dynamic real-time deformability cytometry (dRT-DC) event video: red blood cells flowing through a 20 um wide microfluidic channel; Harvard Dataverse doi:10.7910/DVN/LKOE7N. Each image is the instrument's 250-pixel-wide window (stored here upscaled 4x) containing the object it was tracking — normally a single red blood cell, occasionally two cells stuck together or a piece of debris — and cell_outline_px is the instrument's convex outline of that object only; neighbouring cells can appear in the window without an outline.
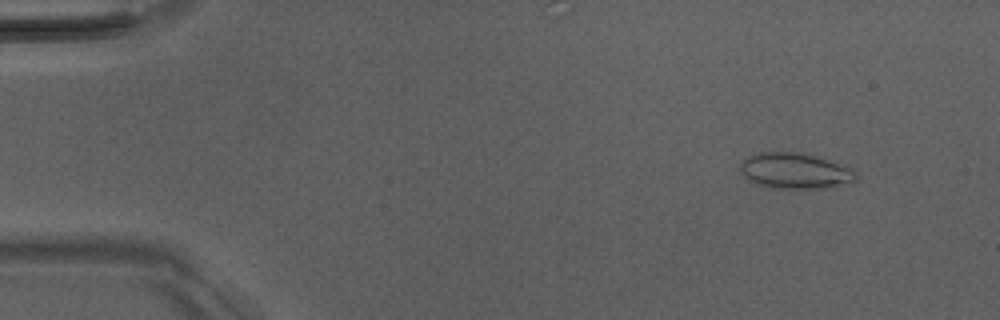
{"species": "Egyptian fruit bat (a non-hibernating species)", "species_latin": "Rousettus aegyptiacus", "temperature_condition": "room temperature", "stored_images_in_passage": 47, "camera_frame_rate_fps": 3000, "um_per_image_px": 0.085, "animal": {"sex": "male"}, "frame": {"image": 1, "passage_image": 2, "time_ms": 0.333, "image_size_px": [1000, 320], "cell_outline_px": [[856, 180], [852, 184], [832, 188], [776, 188], [760, 184], [748, 180], [740, 172], [740, 164], [744, 160], [760, 152], [800, 152], [836, 160], [852, 168], [856, 172]], "centroid_in_image_um": [67.7, 14.52], "position_along_channel_um": 17.3, "area_um2": 24.57}}
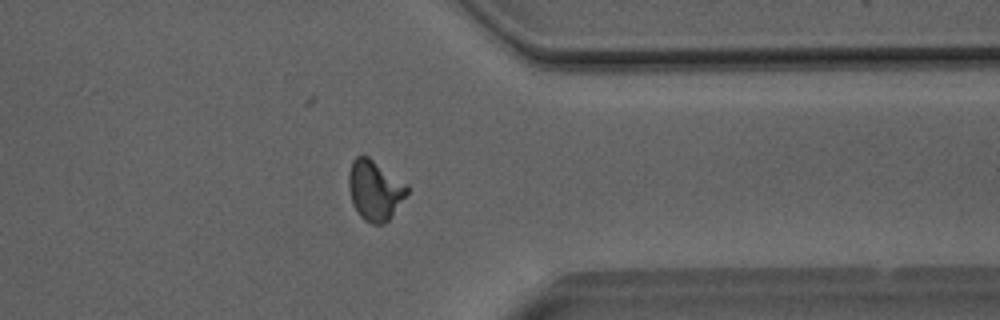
{"frame": {"image": 2, "passage_image": 37, "time_ms": 12.0, "image_size_px": [1000, 320], "cell_outline_px": [[408, 192], [388, 220], [384, 224], [372, 224], [364, 220], [360, 216], [352, 204], [348, 184], [348, 172], [352, 160], [356, 156], [368, 156], [408, 184]], "centroid_in_image_um": [31.84, 16.15], "position_along_channel_um": 379.6, "area_um2": 20.46}}
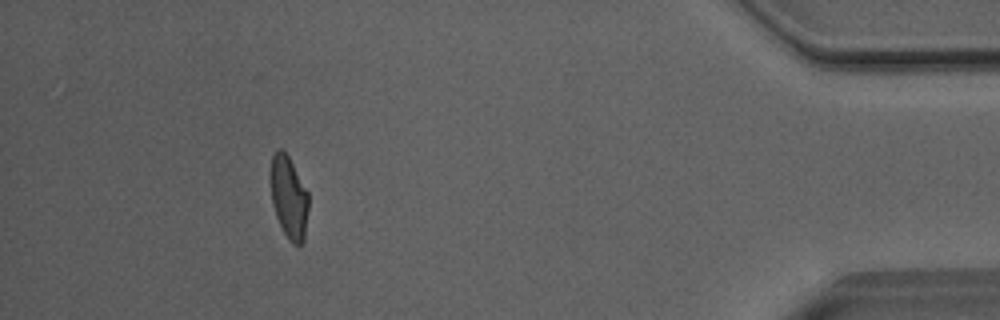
{"frame": {"image": 3, "passage_image": 43, "time_ms": 14.0, "image_size_px": [1000, 320], "cell_outline_px": [[308, 208], [304, 240], [300, 244], [292, 244], [288, 240], [276, 216], [272, 204], [272, 156], [280, 148], [288, 156], [308, 192]], "centroid_in_image_um": [24.58, 16.83], "position_along_channel_um": 410.6, "area_um2": 17.69}, "authors_computed_cell_mechanics": {"area_um2": 19.4786, "velocity_mm_per_s": 4.0816, "shape_relaxation_time_tau1_ms": 7.511, "shape_relaxation_time_tau2_ms": 1.2897, "deformation_change_tau1": 0.193, "deformation_change_tau2": 0.067}}